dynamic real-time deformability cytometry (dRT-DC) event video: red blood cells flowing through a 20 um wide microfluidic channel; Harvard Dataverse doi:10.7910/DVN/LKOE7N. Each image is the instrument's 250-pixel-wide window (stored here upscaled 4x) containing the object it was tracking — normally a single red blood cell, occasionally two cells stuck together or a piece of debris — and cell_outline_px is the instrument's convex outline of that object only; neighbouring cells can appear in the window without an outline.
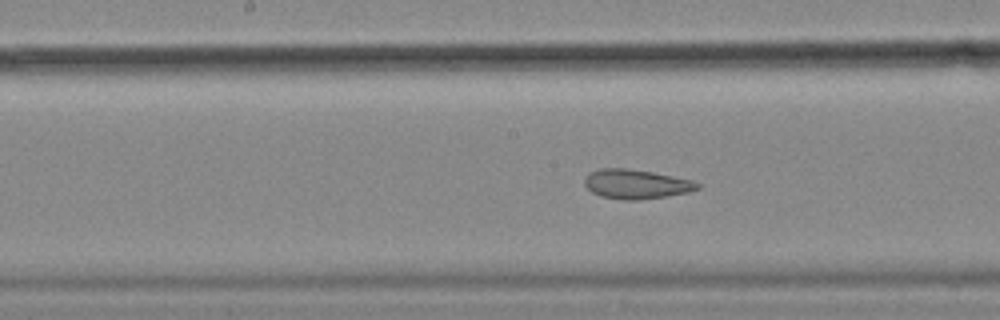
{"species": "common noctule bat (a hibernating species)", "species_latin": "Nyctalus noctula", "temperature_condition": "cold", "stored_images_in_passage": 35, "camera_frame_rate_fps": 3000, "um_per_image_px": 0.085, "animal": {"sex": "female", "body_mass_g": 18.4}, "frame": {"image": 1, "passage_image": 11, "time_ms": 3.333, "image_size_px": [1000, 320], "cell_outline_px": [[700, 188], [688, 192], [668, 196], [640, 200], [624, 200], [600, 196], [592, 192], [584, 184], [584, 180], [588, 172], [600, 168], [624, 168], [652, 172], [692, 180], [700, 184]], "centroid_in_image_um": [54.05, 15.65], "position_along_channel_um": 194.1, "area_um2": 19.36}}